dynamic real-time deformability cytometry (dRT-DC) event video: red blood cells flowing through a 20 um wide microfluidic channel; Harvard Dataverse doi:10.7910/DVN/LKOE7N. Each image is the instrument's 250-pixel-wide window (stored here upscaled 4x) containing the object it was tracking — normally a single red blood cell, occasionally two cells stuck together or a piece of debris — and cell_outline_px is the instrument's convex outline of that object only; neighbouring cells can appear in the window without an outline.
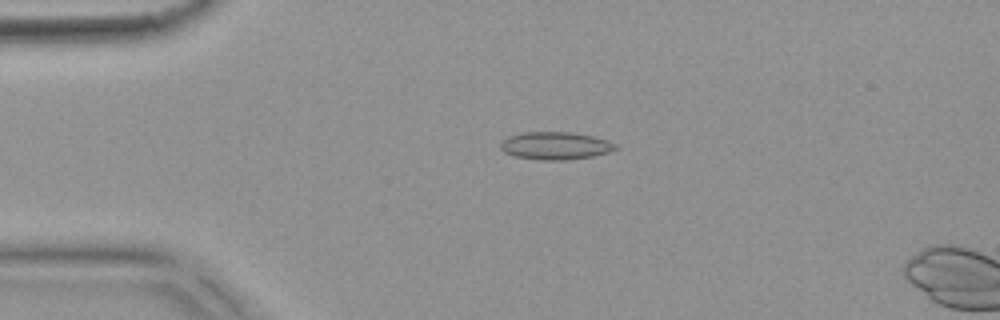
{"species": "common noctule bat (a hibernating species)", "species_latin": "Nyctalus noctula", "temperature_condition": "warm", "stored_images_in_passage": 2, "camera_frame_rate_fps": 3000, "um_per_image_px": 0.085, "animal": {"sex": "female", "body_mass_g": 18.4}, "frame": {"image": 1, "passage_image": 1, "time_ms": 0.0, "image_size_px": [1000, 320], "cell_outline_px": [[616, 148], [608, 152], [592, 156], [564, 160], [540, 160], [512, 156], [504, 152], [500, 148], [500, 140], [508, 136], [524, 132], [572, 132], [592, 136], [608, 140], [616, 144]], "centroid_in_image_um": [47.15, 12.38], "position_along_channel_um": 37.9, "area_um2": 18.61}}